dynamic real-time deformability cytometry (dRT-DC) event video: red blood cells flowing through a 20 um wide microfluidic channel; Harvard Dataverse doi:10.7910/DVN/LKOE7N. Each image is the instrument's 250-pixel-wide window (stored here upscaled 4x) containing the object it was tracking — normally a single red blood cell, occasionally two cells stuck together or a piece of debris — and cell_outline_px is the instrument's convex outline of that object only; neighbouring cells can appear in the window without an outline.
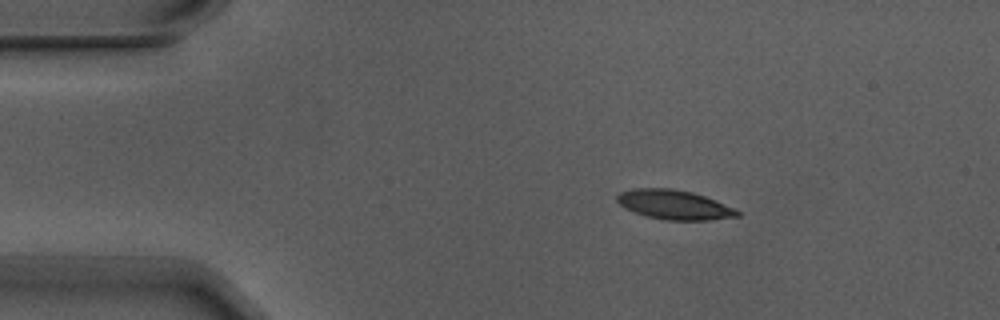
{"species": "Egyptian fruit bat (a non-hibernating species)", "species_latin": "Rousettus aegyptiacus", "temperature_condition": "warm", "stored_images_in_passage": 4, "camera_frame_rate_fps": 3000, "um_per_image_px": 0.085, "animal": {"sex": "male"}, "frame": {"image": 1, "passage_image": 2, "time_ms": 0.333, "image_size_px": [1000, 320], "cell_outline_px": [[740, 216], [708, 220], [664, 220], [648, 216], [624, 208], [616, 200], [616, 196], [620, 192], [632, 188], [672, 188], [692, 192], [716, 200], [740, 212]], "centroid_in_image_um": [57.28, 17.39], "position_along_channel_um": 27.7, "area_um2": 20.52}}